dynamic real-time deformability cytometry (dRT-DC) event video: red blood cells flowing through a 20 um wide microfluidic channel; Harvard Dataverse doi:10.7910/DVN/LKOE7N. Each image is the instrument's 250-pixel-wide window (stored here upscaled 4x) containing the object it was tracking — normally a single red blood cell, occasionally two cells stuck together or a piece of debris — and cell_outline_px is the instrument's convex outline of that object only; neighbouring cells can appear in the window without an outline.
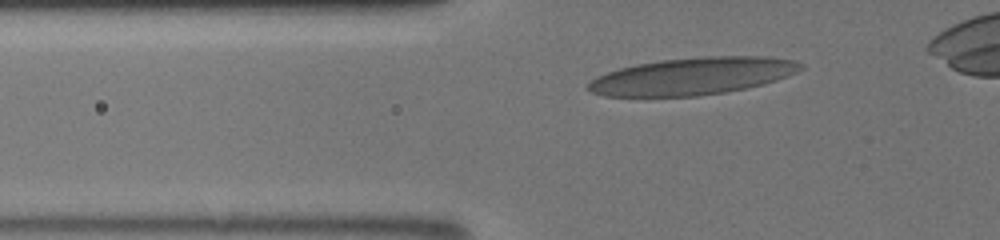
{"species": "human", "species_latin": "Homo sapiens", "temperature_condition": "room temperature", "stored_images_in_passage": 35, "camera_frame_rate_fps": 3000, "um_per_image_px": 0.085, "donor": {"sex": "male"}, "frame": {"image": 1, "passage_image": 6, "time_ms": 1.667, "image_size_px": [1000, 240], "cell_outline_px": [[804, 68], [796, 72], [776, 80], [748, 88], [724, 92], [696, 96], [604, 96], [592, 92], [584, 88], [596, 76], [620, 68], [636, 64], [660, 60], [708, 56], [768, 56], [792, 60], [804, 64]], "centroid_in_image_um": [58.87, 6.47], "position_along_channel_um": 66.9, "area_um2": 46.01}}
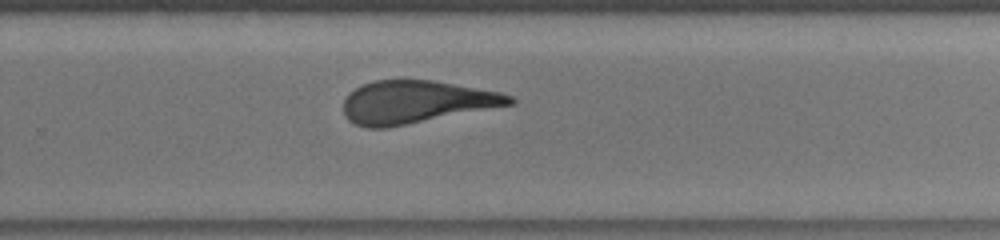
{"frame": {"image": 2, "passage_image": 23, "time_ms": 7.333, "image_size_px": [1000, 240], "cell_outline_px": [[516, 104], [388, 128], [368, 128], [356, 124], [348, 120], [344, 116], [344, 100], [348, 92], [372, 80], [432, 80], [500, 92], [512, 96], [516, 100]], "centroid_in_image_um": [35.37, 8.68], "position_along_channel_um": 294.4, "area_um2": 41.56}}
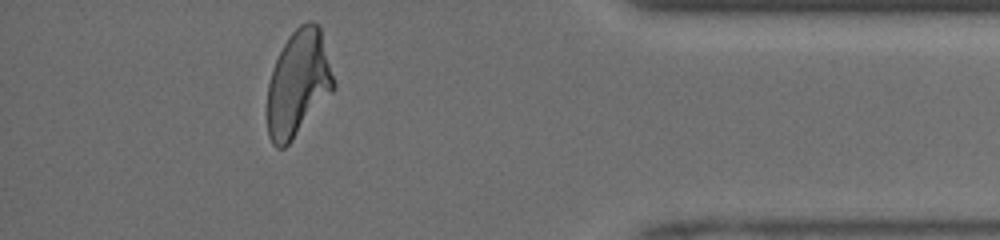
{"frame": {"image": 3, "passage_image": 33, "time_ms": 10.667, "image_size_px": [1000, 240], "cell_outline_px": [[336, 88], [292, 140], [284, 148], [276, 148], [272, 144], [268, 136], [268, 84], [272, 68], [288, 36], [300, 24], [308, 20], [312, 20], [320, 28], [336, 84]], "centroid_in_image_um": [25.35, 7.09], "position_along_channel_um": 409.8, "area_um2": 40.86}}